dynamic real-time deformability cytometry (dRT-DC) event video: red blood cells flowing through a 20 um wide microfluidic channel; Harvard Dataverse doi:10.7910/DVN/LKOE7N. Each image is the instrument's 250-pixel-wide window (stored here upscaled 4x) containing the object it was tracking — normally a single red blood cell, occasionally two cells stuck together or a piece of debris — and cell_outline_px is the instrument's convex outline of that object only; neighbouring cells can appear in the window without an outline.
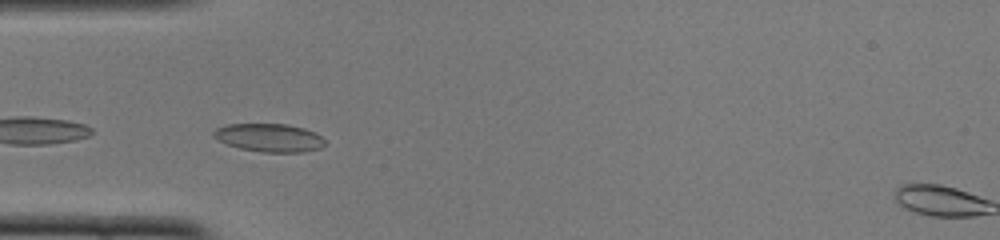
{"species": "common noctule bat (a hibernating species)", "species_latin": "Nyctalus noctula", "temperature_condition": "cold", "stored_images_in_passage": 45, "camera_frame_rate_fps": 3000, "um_per_image_px": 0.085, "animal": {"sex": "female", "body_mass_g": 22.0, "forearm_length_mm": 56.7}, "frame": {"image": 1, "passage_image": 10, "time_ms": 3.0, "image_size_px": [1000, 240], "cell_outline_px": [[324, 144], [320, 148], [304, 152], [260, 152], [240, 148], [228, 144], [212, 136], [212, 132], [216, 128], [228, 124], [288, 124], [304, 128], [316, 132], [324, 140]], "centroid_in_image_um": [22.89, 11.7], "position_along_channel_um": 62.1, "area_um2": 18.26}}
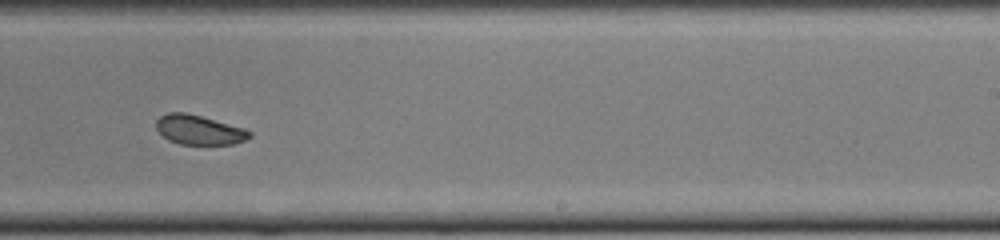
{"frame": {"image": 2, "passage_image": 26, "time_ms": 8.333, "image_size_px": [1000, 240], "cell_outline_px": [[252, 136], [244, 140], [232, 144], [180, 144], [168, 140], [156, 128], [156, 120], [160, 116], [168, 112], [184, 112], [200, 116], [244, 128], [252, 132]], "centroid_in_image_um": [16.91, 11.04], "position_along_channel_um": 272.1, "area_um2": 15.9}}
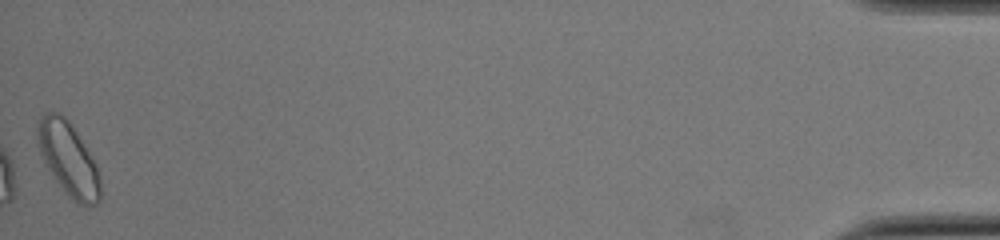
{"frame": {"image": 3, "passage_image": 45, "time_ms": 14.667, "image_size_px": [1000, 240], "cell_outline_px": [[100, 200], [96, 204], [88, 208], [76, 204], [68, 196], [44, 164], [36, 144], [36, 128], [40, 116], [48, 112], [56, 112], [64, 116], [68, 120], [76, 132], [96, 164], [100, 176]], "centroid_in_image_um": [5.79, 13.54], "position_along_channel_um": 429.4, "area_um2": 27.11}, "authors_computed_cell_mechanics": {"area_um2": 18.0336, "velocity_mm_per_s": 3.9668, "shape_relaxation_time_tau1_ms": 2.5452, "shape_relaxation_time_tau2_ms": 3.0529, "deformation_change_tau1": 0.088, "deformation_change_tau2": 0.0792}}